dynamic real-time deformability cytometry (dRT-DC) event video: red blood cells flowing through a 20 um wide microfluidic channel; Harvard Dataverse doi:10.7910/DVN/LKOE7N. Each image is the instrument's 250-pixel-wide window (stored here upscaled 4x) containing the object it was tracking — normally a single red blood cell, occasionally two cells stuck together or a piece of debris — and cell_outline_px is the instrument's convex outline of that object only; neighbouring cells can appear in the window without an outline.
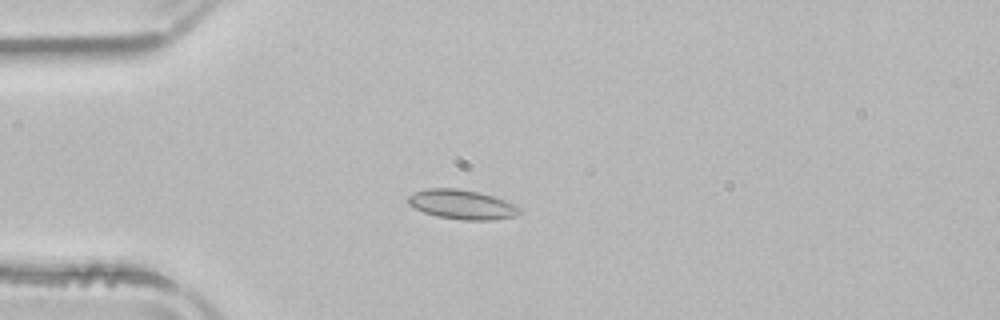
{"species": "common noctule bat (a hibernating species)", "species_latin": "Nyctalus noctula", "temperature_condition": "room temperature", "stored_images_in_passage": 4, "camera_frame_rate_fps": 3000, "um_per_image_px": 0.085, "animal": {"sex": "male", "body_mass_g": 21.5, "forearm_length_mm": 52.0}, "frame": {"image": 1, "passage_image": 4, "time_ms": 1.0, "image_size_px": [1000, 320], "cell_outline_px": [[524, 212], [516, 216], [492, 220], [464, 220], [436, 216], [424, 212], [408, 204], [408, 196], [424, 188], [456, 188], [480, 192], [516, 204]], "centroid_in_image_um": [39.31, 17.38], "position_along_channel_um": 45.7, "area_um2": 19.25}}